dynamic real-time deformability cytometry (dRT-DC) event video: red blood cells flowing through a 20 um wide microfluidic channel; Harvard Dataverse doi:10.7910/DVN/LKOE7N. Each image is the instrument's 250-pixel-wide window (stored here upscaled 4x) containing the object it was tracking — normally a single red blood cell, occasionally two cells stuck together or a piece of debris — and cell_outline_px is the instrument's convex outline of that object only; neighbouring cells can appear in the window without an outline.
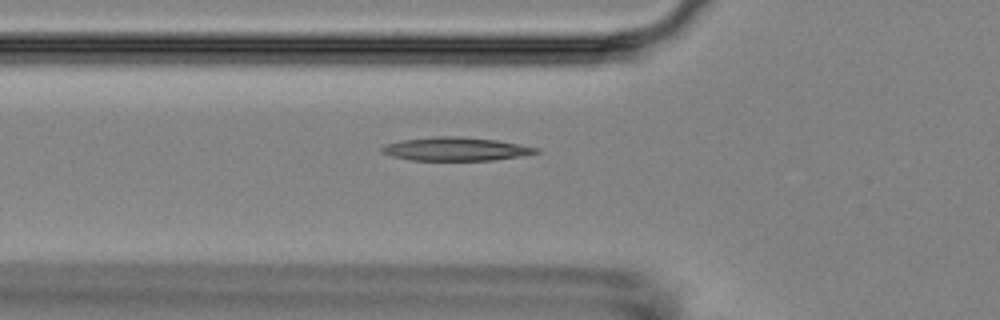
{"species": "Egyptian fruit bat (a non-hibernating species)", "species_latin": "Rousettus aegyptiacus", "temperature_condition": "room temperature", "stored_images_in_passage": 5, "camera_frame_rate_fps": 3000, "um_per_image_px": 0.085, "animal": {"sex": "female"}, "frame": {"image": 1, "passage_image": 5, "time_ms": 5.667, "image_size_px": [1000, 320], "cell_outline_px": [[540, 152], [520, 156], [492, 160], [412, 160], [392, 156], [380, 152], [380, 148], [384, 144], [404, 140], [436, 136], [460, 136], [496, 140], [540, 148]], "centroid_in_image_um": [38.72, 12.66], "position_along_channel_um": 87.1, "area_um2": 20.98}}